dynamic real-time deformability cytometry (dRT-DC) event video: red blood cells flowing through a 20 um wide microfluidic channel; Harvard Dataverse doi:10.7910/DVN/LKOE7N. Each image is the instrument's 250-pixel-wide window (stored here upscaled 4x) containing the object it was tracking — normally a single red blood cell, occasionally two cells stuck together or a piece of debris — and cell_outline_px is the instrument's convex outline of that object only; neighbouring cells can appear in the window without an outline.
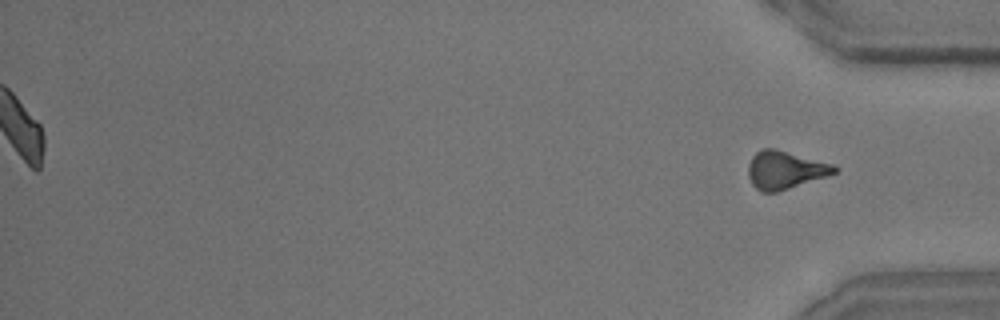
{"species": "common noctule bat (a hibernating species)", "species_latin": "Nyctalus noctula", "temperature_condition": "room temperature", "stored_images_in_passage": 49, "camera_frame_rate_fps": 3000, "um_per_image_px": 0.085, "animal": {"sex": "male", "body_mass_g": 15.6}, "frame": {"image": 1, "passage_image": 49, "time_ms": 16.0, "image_size_px": [1000, 320], "cell_outline_px": [[840, 168], [836, 172], [828, 176], [776, 192], [760, 192], [752, 184], [748, 176], [748, 164], [752, 156], [756, 152], [764, 148], [772, 148], [836, 164]], "centroid_in_image_um": [66.75, 14.45], "position_along_channel_um": 368.4, "area_um2": 19.13}, "authors_computed_cell_mechanics": {"area_um2": 19.652, "velocity_mm_per_s": 4.0596, "shape_relaxation_time_tau1_ms": 6.8908, "shape_relaxation_time_tau2_ms": 2.2399, "deformation_change_tau1": 0.1581, "deformation_change_tau2": 0.095}}